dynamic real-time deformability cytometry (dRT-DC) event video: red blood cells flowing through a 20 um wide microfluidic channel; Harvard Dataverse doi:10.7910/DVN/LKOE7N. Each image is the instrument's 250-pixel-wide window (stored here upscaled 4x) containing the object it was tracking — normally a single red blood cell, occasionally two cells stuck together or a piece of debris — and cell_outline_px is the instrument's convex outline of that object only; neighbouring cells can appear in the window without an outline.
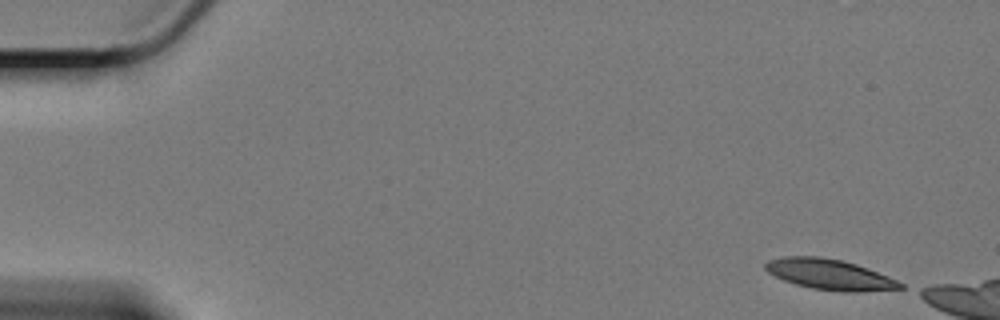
{"species": "Egyptian fruit bat (a non-hibernating species)", "species_latin": "Rousettus aegyptiacus", "temperature_condition": "cold", "stored_images_in_passage": 14, "camera_frame_rate_fps": 3000, "um_per_image_px": 0.085, "animal": {"sex": "female"}, "frame": {"image": 1, "passage_image": 1, "time_ms": 0.0, "image_size_px": [1000, 320], "cell_outline_px": [[904, 288], [852, 292], [848, 292], [812, 288], [796, 284], [784, 280], [768, 272], [764, 268], [764, 264], [768, 260], [784, 256], [820, 256], [840, 260], [856, 264], [868, 268], [888, 276], [904, 284]], "centroid_in_image_um": [70.5, 23.31], "position_along_channel_um": 14.5, "area_um2": 23.76}}